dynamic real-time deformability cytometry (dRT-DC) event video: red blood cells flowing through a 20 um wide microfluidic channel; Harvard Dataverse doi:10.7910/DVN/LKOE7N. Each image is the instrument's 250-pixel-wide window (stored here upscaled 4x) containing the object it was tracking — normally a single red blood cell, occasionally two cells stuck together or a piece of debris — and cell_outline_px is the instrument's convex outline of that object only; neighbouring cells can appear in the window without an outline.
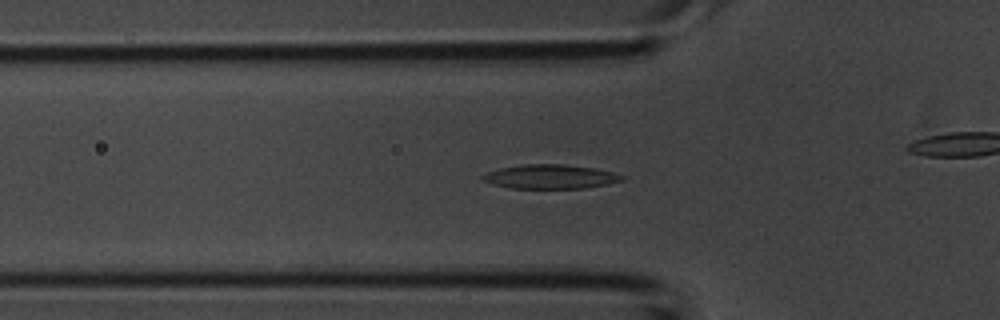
{"species": "common noctule bat (a hibernating species)", "species_latin": "Nyctalus noctula", "temperature_condition": "room temperature", "stored_images_in_passage": 32, "camera_frame_rate_fps": 3000, "um_per_image_px": 0.085, "animal": {"sex": "male", "body_mass_g": 20.1, "forearm_length_mm": 53.5}, "frame": {"image": 1, "passage_image": 3, "time_ms": 0.667, "image_size_px": [1000, 320], "cell_outline_px": [[624, 180], [608, 184], [584, 188], [512, 188], [492, 184], [480, 180], [480, 176], [488, 172], [500, 168], [524, 164], [560, 164], [596, 168], [612, 172], [624, 176]], "centroid_in_image_um": [46.76, 15.01], "position_along_channel_um": 79.0, "area_um2": 19.59}}
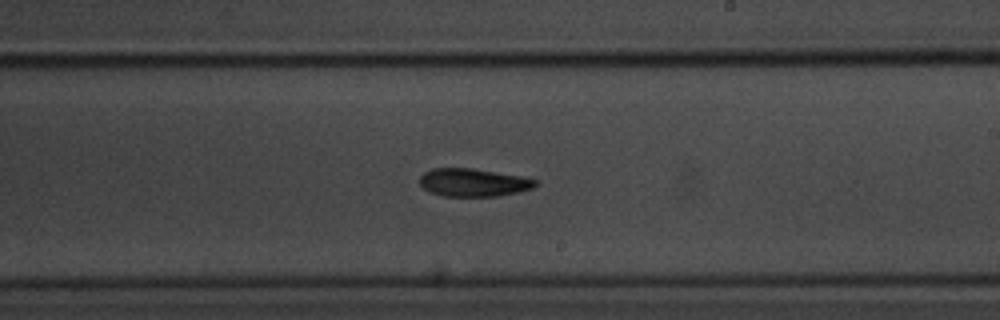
{"frame": {"image": 2, "passage_image": 14, "time_ms": 4.333, "image_size_px": [1000, 320], "cell_outline_px": [[536, 184], [532, 188], [516, 192], [496, 196], [444, 196], [432, 192], [424, 188], [420, 184], [420, 176], [424, 172], [432, 168], [472, 168], [520, 176], [536, 180]], "centroid_in_image_um": [40.19, 15.5], "position_along_channel_um": 248.8, "area_um2": 18.55}}
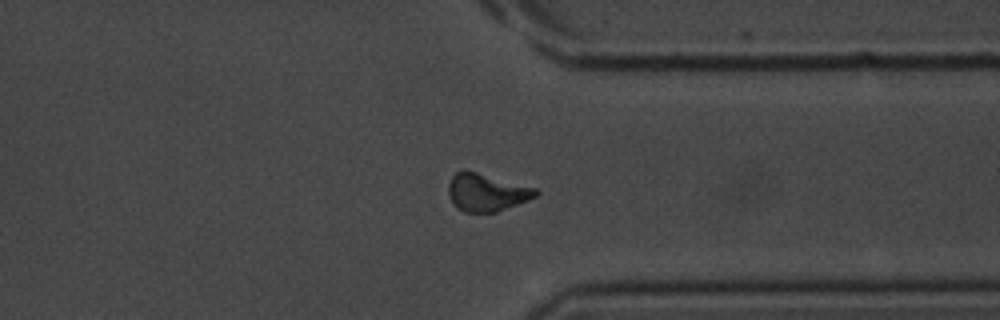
{"frame": {"image": 3, "passage_image": 22, "time_ms": 7.0, "image_size_px": [1000, 320], "cell_outline_px": [[540, 192], [536, 196], [528, 200], [496, 212], [464, 212], [456, 208], [448, 196], [448, 184], [452, 176], [456, 172], [464, 168], [536, 188]], "centroid_in_image_um": [41.32, 16.34], "position_along_channel_um": 370.1, "area_um2": 19.36}}